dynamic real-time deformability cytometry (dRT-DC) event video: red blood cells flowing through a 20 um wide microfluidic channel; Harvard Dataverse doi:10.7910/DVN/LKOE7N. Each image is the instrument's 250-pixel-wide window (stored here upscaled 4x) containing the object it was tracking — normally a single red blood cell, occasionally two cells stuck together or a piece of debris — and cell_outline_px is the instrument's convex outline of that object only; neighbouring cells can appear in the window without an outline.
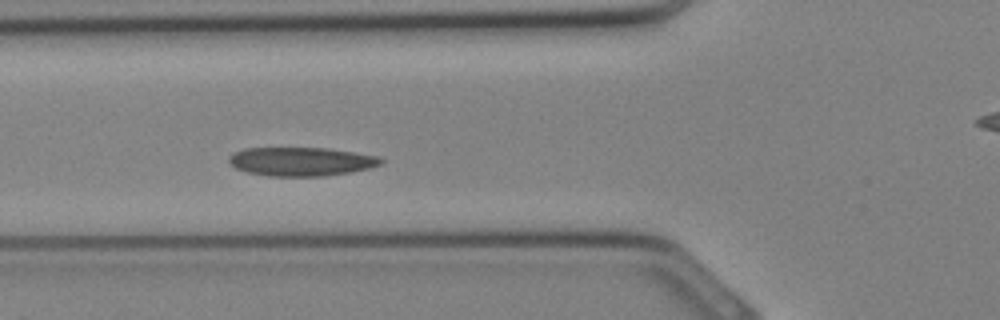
{"species": "Egyptian fruit bat (a non-hibernating species)", "species_latin": "Rousettus aegyptiacus", "temperature_condition": "cold", "stored_images_in_passage": 4, "camera_frame_rate_fps": 3000, "um_per_image_px": 0.085, "animal": {"sex": "female"}, "frame": {"image": 1, "passage_image": 4, "time_ms": 1.0, "image_size_px": [1000, 320], "cell_outline_px": [[384, 160], [380, 164], [368, 168], [348, 172], [324, 176], [268, 176], [248, 172], [236, 168], [228, 164], [228, 156], [232, 152], [244, 148], [328, 148], [376, 156]], "centroid_in_image_um": [25.51, 13.72], "position_along_channel_um": 100.3, "area_um2": 25.37}}